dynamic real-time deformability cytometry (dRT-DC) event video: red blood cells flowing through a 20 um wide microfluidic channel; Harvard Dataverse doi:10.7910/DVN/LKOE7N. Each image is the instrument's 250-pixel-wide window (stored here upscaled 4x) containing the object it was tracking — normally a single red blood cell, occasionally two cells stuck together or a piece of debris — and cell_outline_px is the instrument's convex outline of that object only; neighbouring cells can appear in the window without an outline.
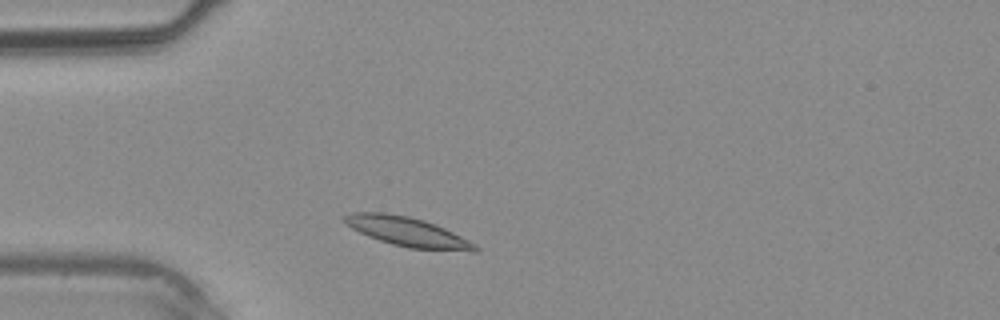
{"species": "common noctule bat (a hibernating species)", "species_latin": "Nyctalus noctula", "temperature_condition": "warm", "stored_images_in_passage": 30, "camera_frame_rate_fps": 3000, "um_per_image_px": 0.085, "animal": {"sex": "male", "body_mass_g": 20.4}, "frame": {"image": 1, "passage_image": 4, "time_ms": 1.0, "image_size_px": [1000, 320], "cell_outline_px": [[480, 248], [476, 252], [472, 252], [408, 248], [392, 244], [368, 236], [344, 224], [344, 216], [352, 212], [384, 212], [408, 216], [424, 220], [436, 224], [476, 244]], "centroid_in_image_um": [34.66, 19.71], "position_along_channel_um": 50.3, "area_um2": 22.37}}
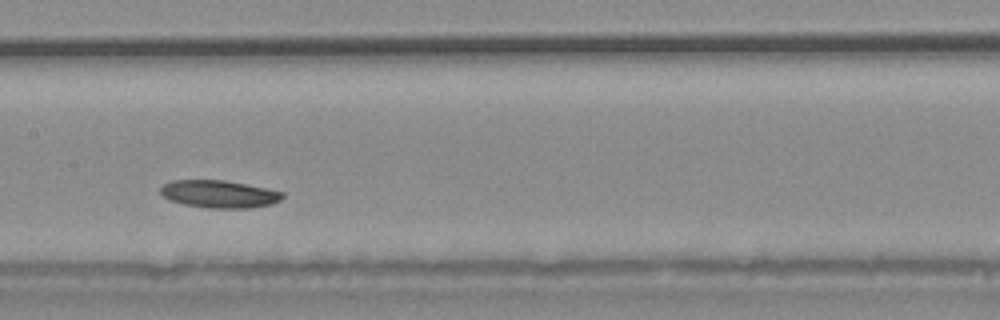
{"frame": {"image": 2, "passage_image": 13, "time_ms": 4.0, "image_size_px": [1000, 320], "cell_outline_px": [[284, 196], [280, 200], [272, 204], [248, 208], [208, 208], [184, 204], [168, 200], [160, 192], [160, 188], [164, 184], [172, 180], [224, 180], [284, 192]], "centroid_in_image_um": [18.61, 16.5], "position_along_channel_um": 188.8, "area_um2": 19.48}}
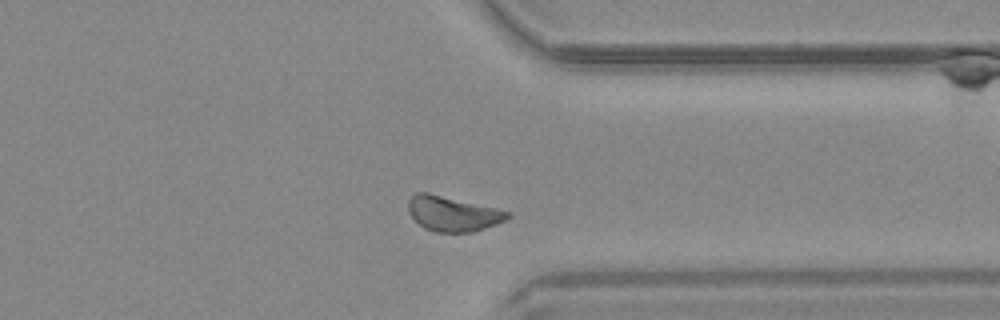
{"frame": {"image": 3, "passage_image": 24, "time_ms": 7.667, "image_size_px": [1000, 320], "cell_outline_px": [[512, 216], [504, 220], [484, 228], [472, 232], [436, 232], [424, 228], [408, 212], [408, 200], [416, 192], [428, 192], [496, 208], [512, 212]], "centroid_in_image_um": [38.48, 18.15], "position_along_channel_um": 372.9, "area_um2": 20.11}}